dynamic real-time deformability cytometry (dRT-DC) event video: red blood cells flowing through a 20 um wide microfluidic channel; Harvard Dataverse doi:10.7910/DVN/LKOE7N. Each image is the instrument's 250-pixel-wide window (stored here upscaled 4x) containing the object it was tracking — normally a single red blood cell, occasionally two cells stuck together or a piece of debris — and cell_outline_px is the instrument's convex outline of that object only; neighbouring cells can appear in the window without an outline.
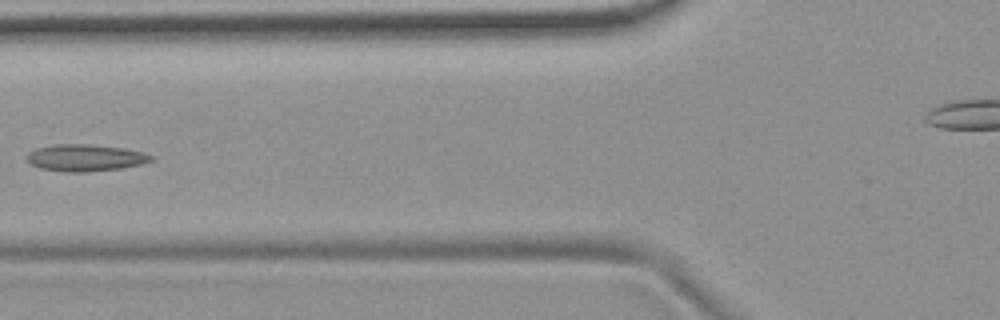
{"species": "common noctule bat (a hibernating species)", "species_latin": "Nyctalus noctula", "temperature_condition": "room temperature", "stored_images_in_passage": 11, "camera_frame_rate_fps": 3000, "um_per_image_px": 0.085, "animal": {"sex": "female", "body_mass_g": 19.9}, "frame": {"image": 1, "passage_image": 7, "time_ms": 7.0, "image_size_px": [1000, 320], "cell_outline_px": [[156, 156], [152, 160], [140, 164], [120, 168], [88, 172], [64, 172], [40, 168], [32, 164], [28, 160], [28, 152], [36, 148], [52, 144], [88, 144], [120, 148], [144, 152]], "centroid_in_image_um": [7.25, 13.41], "position_along_channel_um": 118.6, "area_um2": 19.36}}
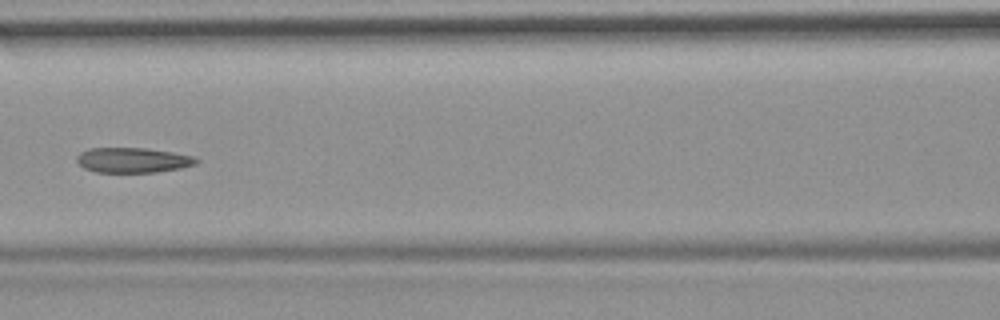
{"frame": {"image": 2, "passage_image": 8, "time_ms": 8.0, "image_size_px": [1000, 320], "cell_outline_px": [[200, 160], [196, 164], [180, 168], [156, 172], [96, 172], [84, 168], [76, 160], [76, 156], [80, 152], [88, 148], [148, 148], [172, 152], [192, 156]], "centroid_in_image_um": [11.27, 13.6], "position_along_channel_um": 155.3, "area_um2": 17.46}}
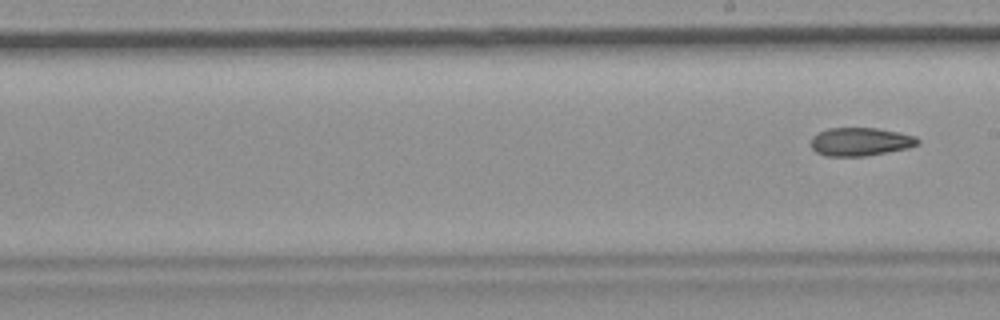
{"frame": {"image": 3, "passage_image": 11, "time_ms": 12.333, "image_size_px": [1000, 320], "cell_outline_px": [[920, 144], [908, 148], [864, 156], [824, 156], [816, 152], [812, 148], [812, 136], [828, 128], [876, 128], [900, 132], [916, 136], [920, 140]], "centroid_in_image_um": [73.16, 12.04], "position_along_channel_um": 215.8, "area_um2": 17.63}}